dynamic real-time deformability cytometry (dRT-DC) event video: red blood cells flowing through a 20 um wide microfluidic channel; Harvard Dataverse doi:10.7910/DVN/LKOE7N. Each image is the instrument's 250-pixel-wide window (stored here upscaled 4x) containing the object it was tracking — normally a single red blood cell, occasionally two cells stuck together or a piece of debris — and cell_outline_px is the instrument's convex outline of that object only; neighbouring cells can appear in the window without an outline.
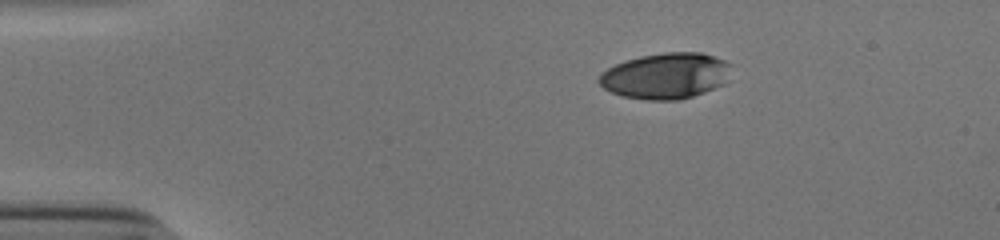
{"species": "human", "species_latin": "Homo sapiens", "temperature_condition": "cold", "stored_images_in_passage": 37, "camera_frame_rate_fps": 3000, "um_per_image_px": 0.085, "donor": {"sex": "male"}, "frame": {"image": 1, "passage_image": 1, "time_ms": 0.0, "image_size_px": [1000, 240], "cell_outline_px": [[732, 64], [724, 84], [704, 92], [680, 100], [644, 100], [620, 96], [604, 88], [596, 80], [608, 68], [616, 64], [640, 56], [664, 52], [700, 52], [724, 60]], "centroid_in_image_um": [56.58, 6.45], "position_along_channel_um": 28.4, "area_um2": 35.32}}
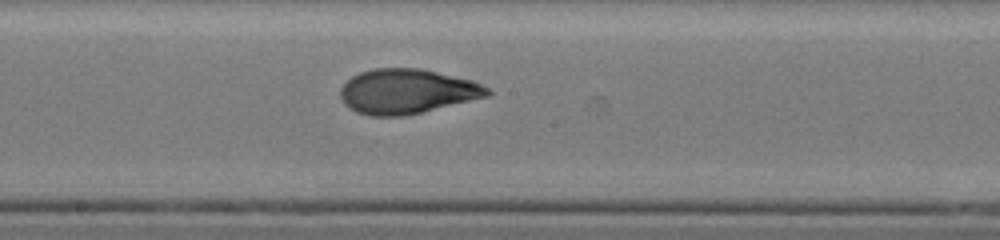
{"frame": {"image": 2, "passage_image": 21, "time_ms": 6.667, "image_size_px": [1000, 240], "cell_outline_px": [[492, 92], [488, 96], [404, 116], [368, 116], [356, 112], [348, 108], [344, 104], [340, 96], [340, 88], [352, 76], [360, 72], [376, 68], [420, 68], [472, 80], [488, 88]], "centroid_in_image_um": [34.55, 7.77], "position_along_channel_um": 213.6, "area_um2": 38.21}}
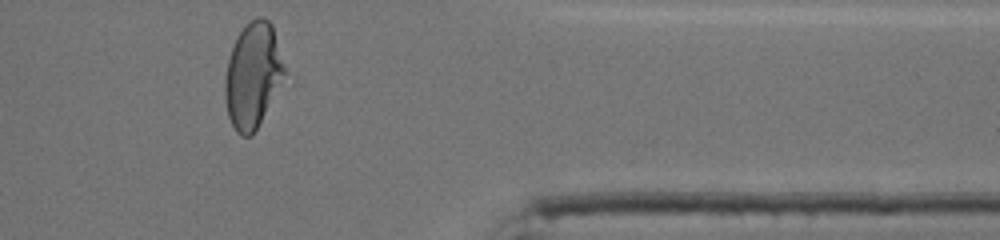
{"frame": {"image": 3, "passage_image": 36, "time_ms": 11.667, "image_size_px": [1000, 240], "cell_outline_px": [[284, 72], [252, 136], [240, 136], [236, 132], [228, 116], [224, 100], [224, 80], [228, 60], [236, 36], [256, 16], [264, 16], [272, 24], [284, 68]], "centroid_in_image_um": [21.42, 6.38], "position_along_channel_um": 390.0, "area_um2": 35.37}, "authors_computed_cell_mechanics": {"area_um2": 37.3966, "velocity_mm_per_s": 3.8535, "shape_relaxation_time_tau1_ms": 4.8023, "shape_relaxation_time_tau2_ms": 0.927, "deformation_change_tau1": 0.2143, "deformation_change_tau2": 0.0629}}